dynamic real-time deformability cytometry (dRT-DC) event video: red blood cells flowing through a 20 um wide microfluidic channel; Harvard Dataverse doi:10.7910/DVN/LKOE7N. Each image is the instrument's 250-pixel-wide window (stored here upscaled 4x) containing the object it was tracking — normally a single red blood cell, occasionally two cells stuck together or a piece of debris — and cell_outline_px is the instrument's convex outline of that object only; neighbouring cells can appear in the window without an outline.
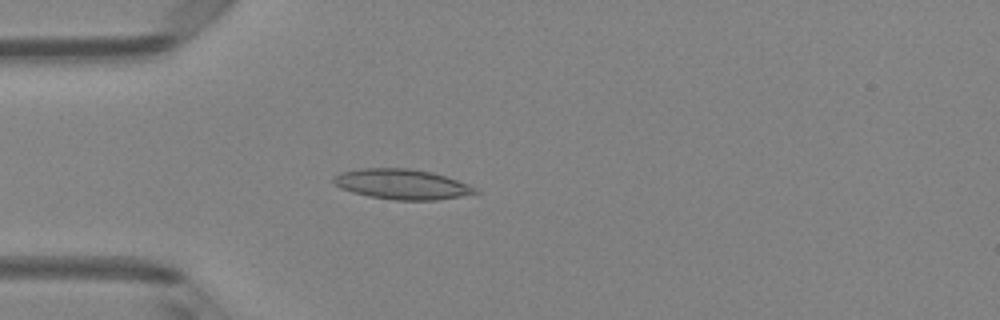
{"species": "Egyptian fruit bat (a non-hibernating species)", "species_latin": "Rousettus aegyptiacus", "temperature_condition": "room temperature", "stored_images_in_passage": 5, "camera_frame_rate_fps": 3000, "um_per_image_px": 0.085, "animal": {"sex": "female"}, "frame": {"image": 1, "passage_image": 5, "time_ms": 1.333, "image_size_px": [1000, 320], "cell_outline_px": [[480, 192], [476, 196], [436, 200], [396, 200], [368, 196], [352, 192], [340, 188], [332, 180], [332, 176], [340, 172], [360, 168], [408, 168], [432, 172], [468, 184], [476, 188]], "centroid_in_image_um": [34.22, 15.67], "position_along_channel_um": 50.8, "area_um2": 25.32}}